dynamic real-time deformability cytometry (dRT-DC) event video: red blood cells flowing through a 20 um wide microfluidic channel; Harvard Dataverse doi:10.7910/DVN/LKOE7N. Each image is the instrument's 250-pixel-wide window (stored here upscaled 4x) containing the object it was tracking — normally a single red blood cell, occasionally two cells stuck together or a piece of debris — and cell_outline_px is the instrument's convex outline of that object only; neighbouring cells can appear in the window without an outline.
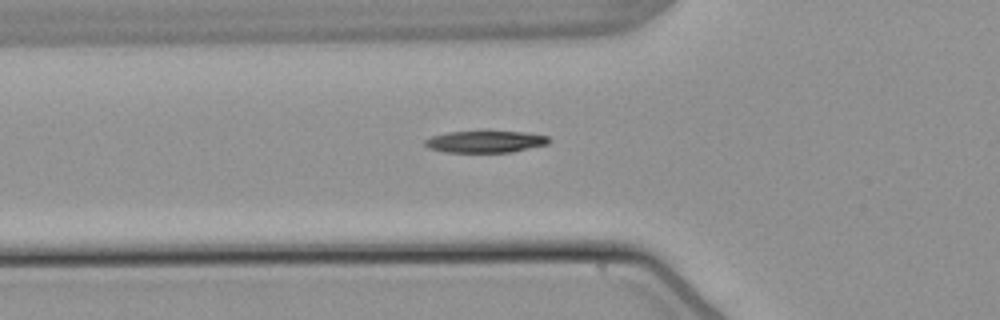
{"species": "common noctule bat (a hibernating species)", "species_latin": "Nyctalus noctula", "temperature_condition": "warm", "stored_images_in_passage": 39, "camera_frame_rate_fps": 3000, "um_per_image_px": 0.085, "animal": {"sex": "male", "body_mass_g": 21.5, "forearm_length_mm": 52.0}, "frame": {"image": 1, "passage_image": 5, "time_ms": 1.333, "image_size_px": [1000, 320], "cell_outline_px": [[552, 140], [548, 144], [512, 152], [444, 152], [428, 148], [424, 144], [424, 140], [432, 136], [448, 132], [484, 128], [524, 132], [548, 136]], "centroid_in_image_um": [41.26, 11.99], "position_along_channel_um": 84.5, "area_um2": 16.76}}
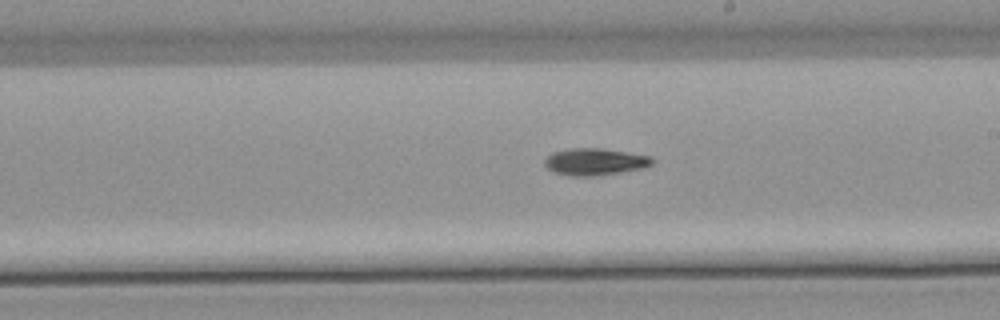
{"frame": {"image": 2, "passage_image": 17, "time_ms": 5.333, "image_size_px": [1000, 320], "cell_outline_px": [[652, 164], [640, 168], [620, 172], [592, 176], [572, 176], [552, 172], [544, 164], [544, 160], [552, 152], [568, 148], [604, 148], [652, 156]], "centroid_in_image_um": [50.52, 13.73], "position_along_channel_um": 238.5, "area_um2": 16.88}}
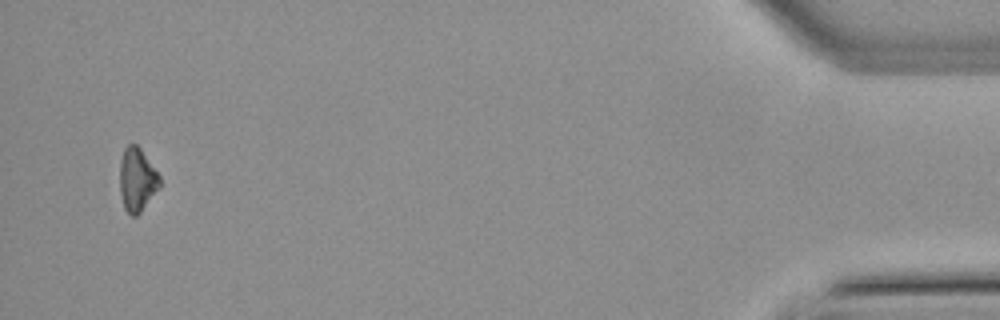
{"frame": {"image": 3, "passage_image": 38, "time_ms": 12.333, "image_size_px": [1000, 320], "cell_outline_px": [[160, 188], [140, 212], [136, 216], [132, 216], [124, 208], [120, 192], [120, 160], [124, 148], [128, 144], [136, 144], [140, 148], [160, 176]], "centroid_in_image_um": [11.65, 15.27], "position_along_channel_um": 423.6, "area_um2": 14.74}}